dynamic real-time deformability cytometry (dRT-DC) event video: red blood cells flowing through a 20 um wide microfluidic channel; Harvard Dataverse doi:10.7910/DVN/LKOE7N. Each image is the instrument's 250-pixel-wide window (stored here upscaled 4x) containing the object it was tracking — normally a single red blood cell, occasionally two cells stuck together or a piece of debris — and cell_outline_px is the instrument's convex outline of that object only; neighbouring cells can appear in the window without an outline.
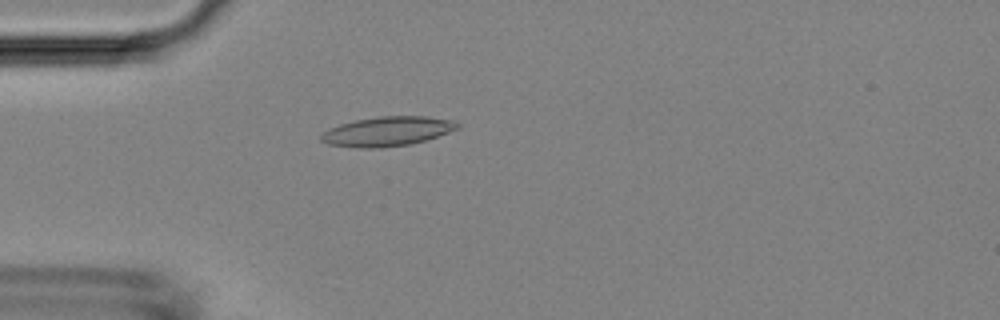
{"species": "Egyptian fruit bat (a non-hibernating species)", "species_latin": "Rousettus aegyptiacus", "temperature_condition": "room temperature", "stored_images_in_passage": 1, "camera_frame_rate_fps": 3000, "um_per_image_px": 0.085, "animal": {"sex": "female"}, "frame": {"image": 1, "passage_image": 1, "time_ms": 0.0, "image_size_px": [1000, 320], "cell_outline_px": [[460, 128], [412, 144], [380, 148], [360, 148], [328, 144], [320, 140], [320, 136], [328, 128], [340, 124], [356, 120], [376, 116], [428, 116], [456, 120], [460, 124]], "centroid_in_image_um": [32.94, 11.16], "position_along_channel_um": 52.1, "area_um2": 23.58}}